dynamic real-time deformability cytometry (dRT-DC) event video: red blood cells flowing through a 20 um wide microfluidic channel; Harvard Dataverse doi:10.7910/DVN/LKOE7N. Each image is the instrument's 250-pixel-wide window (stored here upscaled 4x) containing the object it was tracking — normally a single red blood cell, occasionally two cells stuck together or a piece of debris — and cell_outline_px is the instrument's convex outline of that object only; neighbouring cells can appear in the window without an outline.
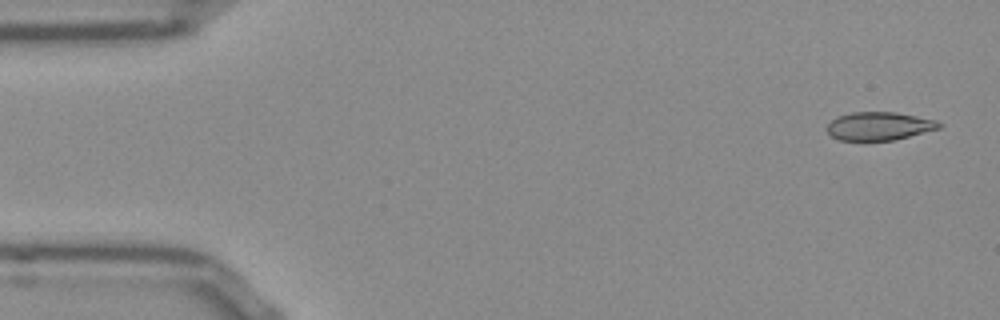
{"species": "Egyptian fruit bat (a non-hibernating species)", "species_latin": "Rousettus aegyptiacus", "temperature_condition": "room temperature", "stored_images_in_passage": 51, "camera_frame_rate_fps": 3000, "um_per_image_px": 0.085, "frame": {"image": 1, "passage_image": 1, "time_ms": 0.0, "image_size_px": [1000, 320], "cell_outline_px": [[944, 124], [940, 128], [892, 140], [840, 140], [832, 136], [828, 132], [828, 124], [832, 120], [840, 116], [852, 112], [896, 112], [936, 120]], "centroid_in_image_um": [74.75, 10.71], "position_along_channel_um": 10.2, "area_um2": 18.15}}
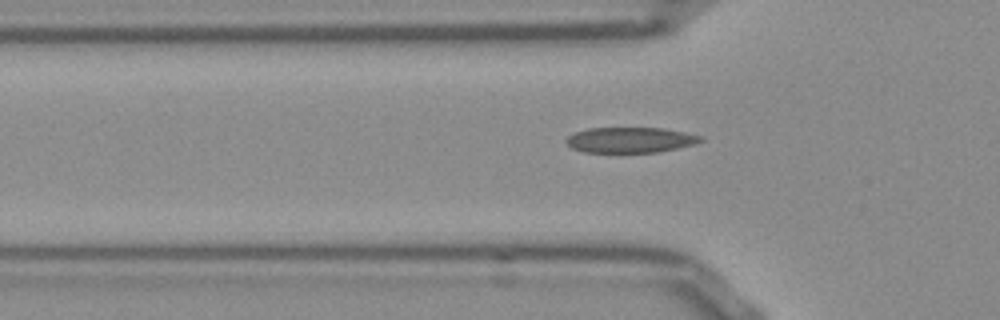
{"frame": {"image": 2, "passage_image": 15, "time_ms": 4.667, "image_size_px": [1000, 320], "cell_outline_px": [[704, 140], [696, 144], [660, 152], [584, 152], [572, 148], [564, 140], [568, 136], [576, 132], [588, 128], [664, 128], [704, 136]], "centroid_in_image_um": [53.62, 11.89], "position_along_channel_um": 72.2, "area_um2": 20.06}}
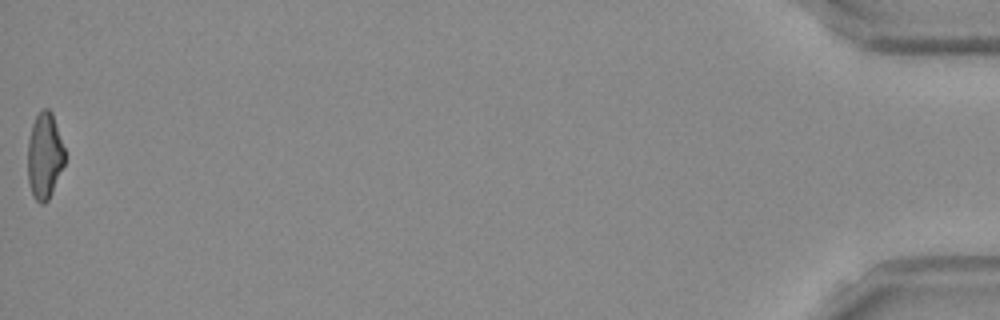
{"frame": {"image": 3, "passage_image": 51, "time_ms": 16.667, "image_size_px": [1000, 320], "cell_outline_px": [[64, 164], [52, 192], [48, 200], [44, 204], [40, 204], [36, 200], [32, 192], [28, 180], [28, 140], [32, 124], [36, 116], [44, 108], [48, 108], [52, 112], [64, 148]], "centroid_in_image_um": [3.78, 13.24], "position_along_channel_um": 431.4, "area_um2": 18.38}, "authors_computed_cell_mechanics": {"area_um2": 19.3052, "velocity_mm_per_s": 3.8608, "shape_relaxation_time_tau1_ms": 9.8405, "shape_relaxation_time_tau2_ms": 1.3563, "deformation_change_tau1": 0.2603, "deformation_change_tau2": 0.0995}}